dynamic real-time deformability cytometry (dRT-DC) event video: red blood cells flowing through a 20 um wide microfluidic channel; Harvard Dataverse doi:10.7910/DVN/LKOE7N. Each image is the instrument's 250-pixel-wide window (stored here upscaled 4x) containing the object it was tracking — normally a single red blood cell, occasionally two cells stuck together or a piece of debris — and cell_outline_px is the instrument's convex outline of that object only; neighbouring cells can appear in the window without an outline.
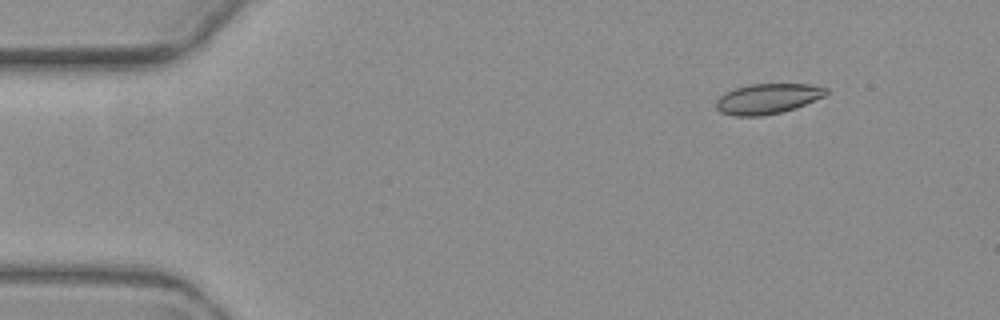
{"species": "common noctule bat (a hibernating species)", "species_latin": "Nyctalus noctula", "temperature_condition": "warm", "stored_images_in_passage": 4, "camera_frame_rate_fps": 3000, "um_per_image_px": 0.085, "animal": {"sex": "female", "body_mass_g": 19.3, "forearm_length_mm": 54.1}, "frame": {"image": 1, "passage_image": 1, "time_ms": 0.0, "image_size_px": [1000, 320], "cell_outline_px": [[828, 92], [824, 96], [796, 108], [784, 112], [764, 116], [736, 116], [720, 112], [716, 108], [716, 100], [724, 92], [748, 84], [812, 84], [828, 88]], "centroid_in_image_um": [65.25, 8.39], "position_along_channel_um": 19.8, "area_um2": 19.59}}
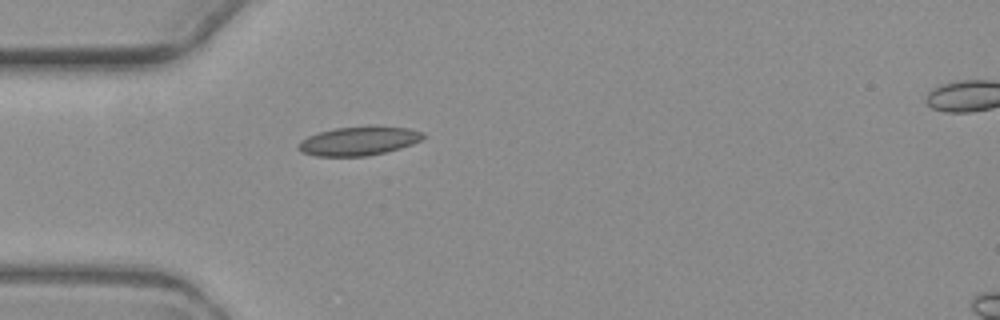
{"frame": {"image": 2, "passage_image": 3, "time_ms": 3.333, "image_size_px": [1000, 320], "cell_outline_px": [[424, 136], [420, 140], [412, 144], [400, 148], [368, 156], [316, 156], [300, 152], [296, 148], [296, 144], [300, 140], [308, 136], [320, 132], [336, 128], [368, 124], [408, 128], [424, 132]], "centroid_in_image_um": [30.46, 11.96], "position_along_channel_um": 54.5, "area_um2": 21.44}}